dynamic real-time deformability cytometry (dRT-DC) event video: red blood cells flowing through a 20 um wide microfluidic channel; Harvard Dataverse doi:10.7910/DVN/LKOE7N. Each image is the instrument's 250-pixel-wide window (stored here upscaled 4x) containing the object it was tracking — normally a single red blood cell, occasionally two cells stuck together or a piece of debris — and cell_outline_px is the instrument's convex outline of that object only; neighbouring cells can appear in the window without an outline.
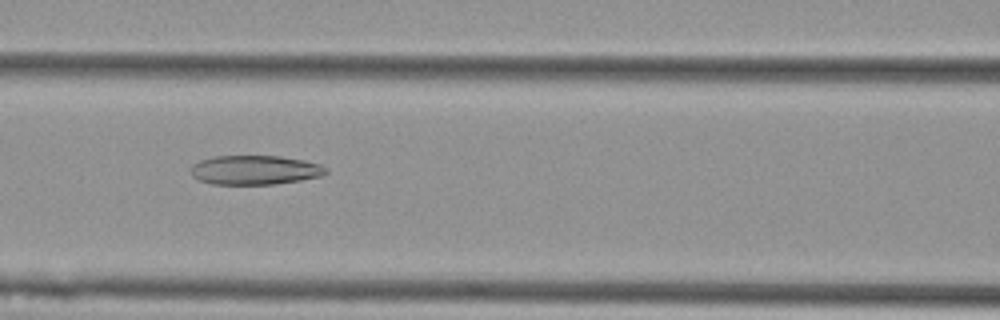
{"species": "Egyptian fruit bat (a non-hibernating species)", "species_latin": "Rousettus aegyptiacus", "temperature_condition": "cold", "stored_images_in_passage": 50, "camera_frame_rate_fps": 3000, "um_per_image_px": 0.085, "animal": {"sex": "female"}, "frame": {"image": 1, "passage_image": 20, "time_ms": 6.333, "image_size_px": [1000, 320], "cell_outline_px": [[328, 172], [324, 176], [276, 184], [212, 184], [200, 180], [192, 176], [188, 168], [192, 164], [200, 160], [212, 156], [280, 156], [304, 160], [320, 164], [328, 168]], "centroid_in_image_um": [21.66, 14.45], "position_along_channel_um": 144.9, "area_um2": 23.35}}
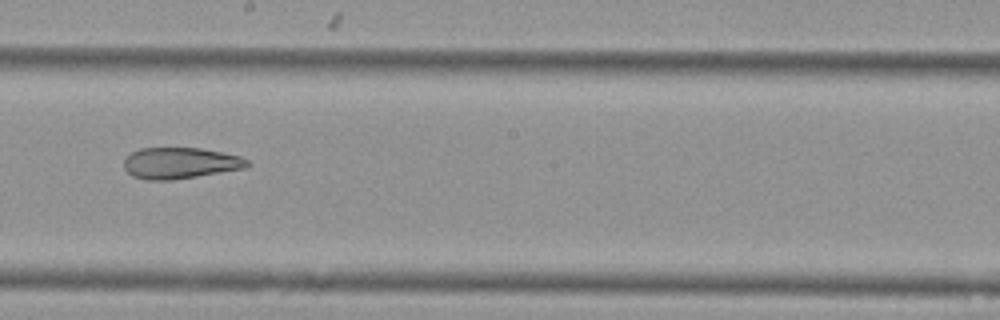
{"frame": {"image": 2, "passage_image": 27, "time_ms": 8.667, "image_size_px": [1000, 320], "cell_outline_px": [[252, 164], [244, 168], [172, 180], [148, 180], [132, 176], [124, 168], [124, 156], [140, 148], [200, 148], [240, 156], [248, 160]], "centroid_in_image_um": [15.28, 13.86], "position_along_channel_um": 232.9, "area_um2": 22.37}}
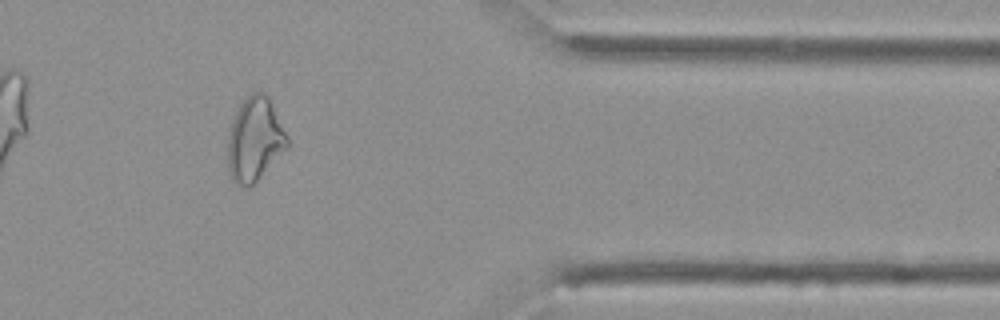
{"frame": {"image": 3, "passage_image": 41, "time_ms": 13.333, "image_size_px": [1000, 320], "cell_outline_px": [[288, 148], [256, 184], [252, 188], [244, 188], [236, 184], [232, 180], [228, 168], [228, 136], [232, 120], [240, 104], [252, 92], [264, 92], [268, 96], [288, 136]], "centroid_in_image_um": [21.66, 11.92], "position_along_channel_um": 389.7, "area_um2": 29.54}, "authors_computed_cell_mechanics": {"area_um2": 29.5069, "velocity_mm_per_s": 3.7962, "shape_relaxation_time_tau1_ms": null, "shape_relaxation_time_tau2_ms": 3.2858, "deformation_change_tau1": null, "deformation_change_tau2": 0.1197}}